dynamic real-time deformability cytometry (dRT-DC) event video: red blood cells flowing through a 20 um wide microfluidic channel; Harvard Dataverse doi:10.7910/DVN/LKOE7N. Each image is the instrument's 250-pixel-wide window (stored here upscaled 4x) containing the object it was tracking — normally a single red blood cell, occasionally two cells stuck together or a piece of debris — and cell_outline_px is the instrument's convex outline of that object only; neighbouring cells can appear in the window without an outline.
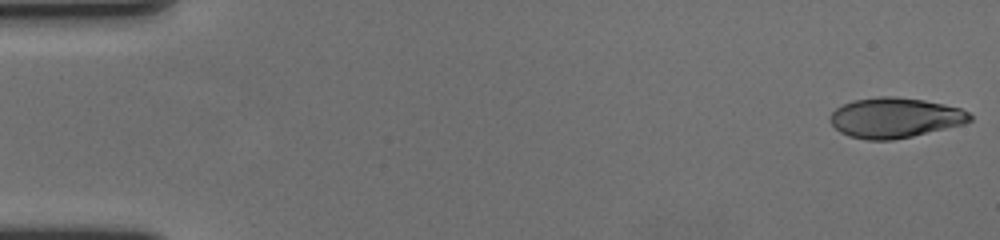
{"species": "human", "species_latin": "Homo sapiens", "temperature_condition": "cold", "stored_images_in_passage": 58, "camera_frame_rate_fps": 3000, "um_per_image_px": 0.085, "donor": {"sex": "female"}, "frame": {"image": 1, "passage_image": 1, "time_ms": 0.0, "image_size_px": [1000, 240], "cell_outline_px": [[972, 120], [964, 124], [912, 136], [892, 140], [868, 140], [848, 136], [840, 132], [828, 120], [828, 116], [836, 108], [852, 100], [880, 96], [896, 96], [924, 100], [944, 104], [960, 108], [968, 112], [972, 116]], "centroid_in_image_um": [76.05, 10.0], "position_along_channel_um": 9.0, "area_um2": 32.83}}
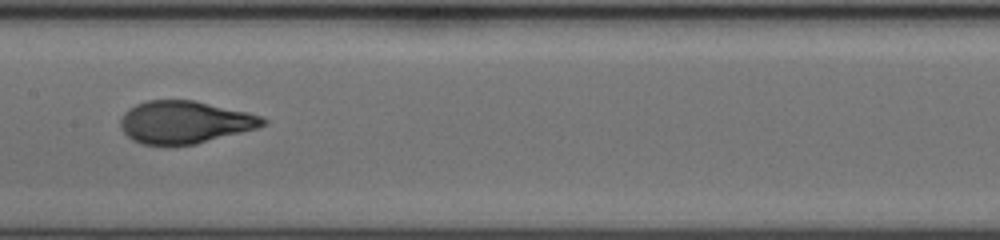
{"frame": {"image": 2, "passage_image": 30, "time_ms": 9.667, "image_size_px": [1000, 240], "cell_outline_px": [[268, 124], [256, 128], [196, 144], [168, 148], [140, 144], [132, 140], [120, 128], [120, 120], [124, 112], [128, 108], [136, 104], [148, 100], [192, 100], [248, 112], [260, 116], [268, 120]], "centroid_in_image_um": [15.65, 10.42], "position_along_channel_um": 191.7, "area_um2": 35.89}}
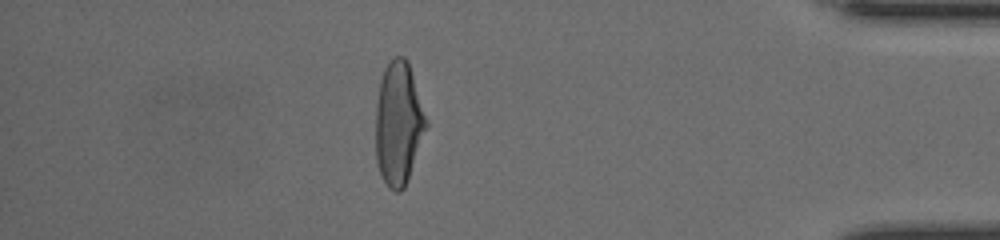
{"frame": {"image": 3, "passage_image": 51, "time_ms": 16.667, "image_size_px": [1000, 240], "cell_outline_px": [[428, 124], [408, 180], [404, 188], [400, 192], [396, 192], [388, 188], [380, 172], [376, 160], [376, 104], [380, 80], [384, 68], [396, 56], [404, 56], [408, 60]], "centroid_in_image_um": [33.86, 10.51], "position_along_channel_um": 401.3, "area_um2": 36.13}, "authors_computed_cell_mechanics": {"area_um2": 35.3736, "velocity_mm_per_s": 3.5658, "shape_relaxation_time_tau1_ms": 4.0338, "shape_relaxation_time_tau2_ms": null, "deformation_change_tau1": 0.2044, "deformation_change_tau2": null}}